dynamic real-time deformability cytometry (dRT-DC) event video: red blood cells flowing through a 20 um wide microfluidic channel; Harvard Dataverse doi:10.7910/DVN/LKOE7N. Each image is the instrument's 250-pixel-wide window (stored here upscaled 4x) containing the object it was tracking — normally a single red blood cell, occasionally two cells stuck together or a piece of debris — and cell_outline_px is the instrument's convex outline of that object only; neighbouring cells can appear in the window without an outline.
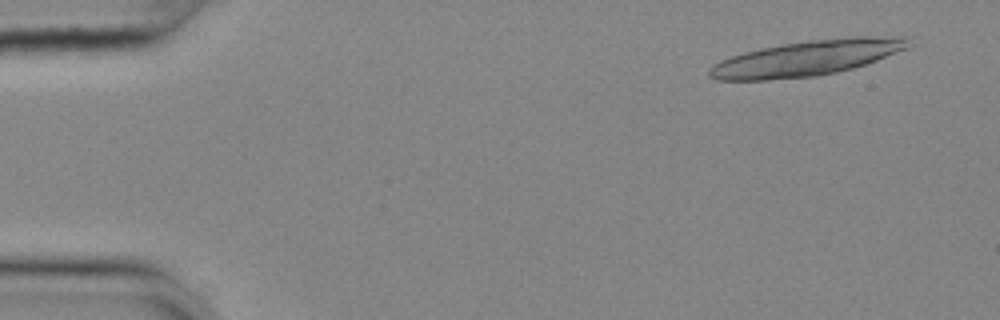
{"species": "common noctule bat (a hibernating species)", "species_latin": "Nyctalus noctula", "temperature_condition": "cold", "stored_images_in_passage": 19, "camera_frame_rate_fps": 3000, "um_per_image_px": 0.085, "animal": {"sex": "female", "body_mass_g": 25.1}, "frame": {"image": 1, "passage_image": 4, "time_ms": 1.0, "image_size_px": [1000, 320], "cell_outline_px": [[912, 36], [908, 48], [876, 60], [852, 68], [836, 72], [816, 76], [768, 80], [716, 80], [708, 76], [708, 68], [712, 64], [720, 60], [744, 52], [784, 44], [808, 40], [852, 36]], "centroid_in_image_um": [68.6, 4.93], "position_along_channel_um": 16.4, "area_um2": 41.15}}
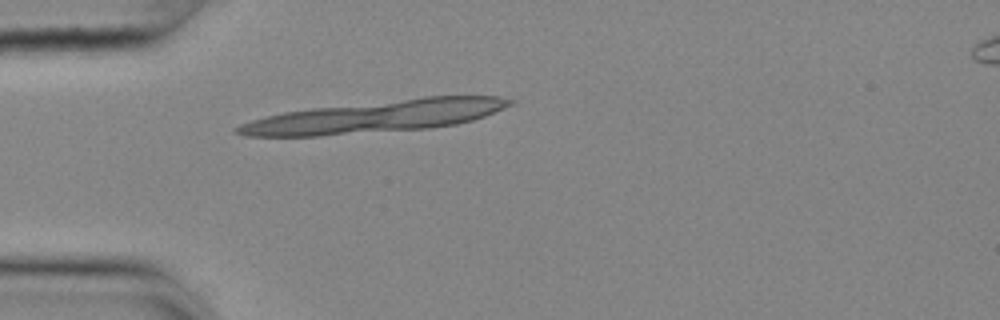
{"frame": {"image": 2, "passage_image": 15, "time_ms": 4.667, "image_size_px": [1000, 320], "cell_outline_px": [[516, 104], [484, 116], [472, 120], [456, 124], [428, 128], [320, 136], [244, 136], [236, 132], [232, 128], [240, 124], [252, 120], [284, 112], [312, 108], [424, 96], [500, 96], [516, 100]], "centroid_in_image_um": [31.96, 9.89], "position_along_channel_um": 53.0, "area_um2": 50.92}}